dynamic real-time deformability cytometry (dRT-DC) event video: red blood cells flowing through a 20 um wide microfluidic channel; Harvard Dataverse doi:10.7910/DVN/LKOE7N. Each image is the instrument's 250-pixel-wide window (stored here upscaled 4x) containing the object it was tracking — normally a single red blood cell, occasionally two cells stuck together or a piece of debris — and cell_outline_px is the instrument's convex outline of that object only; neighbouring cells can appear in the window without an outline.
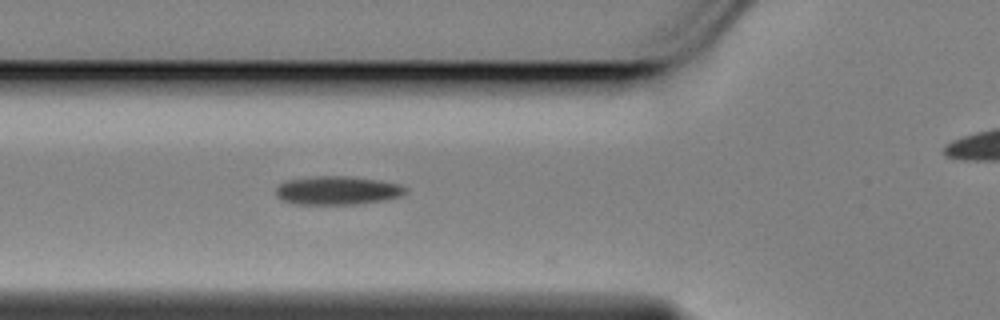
{"species": "Egyptian fruit bat (a non-hibernating species)", "species_latin": "Rousettus aegyptiacus", "temperature_condition": "cold", "stored_images_in_passage": 42, "camera_frame_rate_fps": 3000, "um_per_image_px": 0.085, "animal": {"sex": "female"}, "frame": {"image": 1, "passage_image": 9, "time_ms": 2.667, "image_size_px": [1000, 320], "cell_outline_px": [[408, 192], [400, 196], [384, 200], [360, 204], [292, 204], [280, 200], [276, 196], [276, 188], [280, 184], [288, 180], [316, 176], [348, 176], [380, 180], [400, 184], [408, 188]], "centroid_in_image_um": [28.69, 16.19], "position_along_channel_um": 97.1, "area_um2": 21.79}}
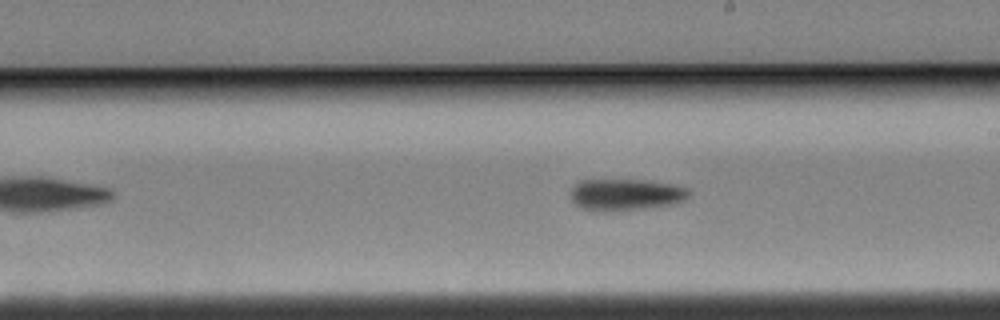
{"frame": {"image": 2, "passage_image": 21, "time_ms": 6.667, "image_size_px": [1000, 320], "cell_outline_px": [[692, 192], [688, 200], [676, 204], [652, 208], [612, 212], [600, 212], [580, 208], [572, 200], [572, 188], [580, 180], [644, 180], [672, 184], [688, 188]], "centroid_in_image_um": [53.27, 16.57], "position_along_channel_um": 235.7, "area_um2": 22.43}}
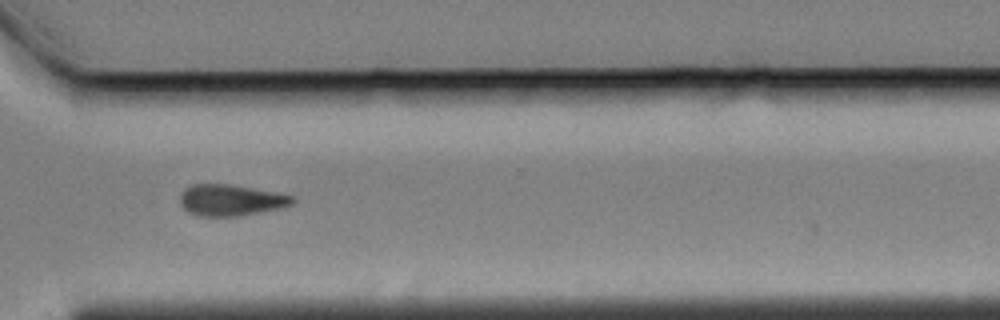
{"frame": {"image": 3, "passage_image": 31, "time_ms": 10.0, "image_size_px": [1000, 320], "cell_outline_px": [[296, 200], [292, 204], [284, 208], [240, 216], [196, 216], [188, 212], [180, 204], [180, 192], [184, 188], [192, 184], [228, 184], [252, 188], [292, 196]], "centroid_in_image_um": [19.59, 17.02], "position_along_channel_um": 351.0, "area_um2": 20.63}, "authors_computed_cell_mechanics": {"area_um2": 21.097, "velocity_mm_per_s": 3.4574, "shape_relaxation_time_tau1_ms": 4.8316, "shape_relaxation_time_tau2_ms": null, "deformation_change_tau1": 0.0941, "deformation_change_tau2": null}}